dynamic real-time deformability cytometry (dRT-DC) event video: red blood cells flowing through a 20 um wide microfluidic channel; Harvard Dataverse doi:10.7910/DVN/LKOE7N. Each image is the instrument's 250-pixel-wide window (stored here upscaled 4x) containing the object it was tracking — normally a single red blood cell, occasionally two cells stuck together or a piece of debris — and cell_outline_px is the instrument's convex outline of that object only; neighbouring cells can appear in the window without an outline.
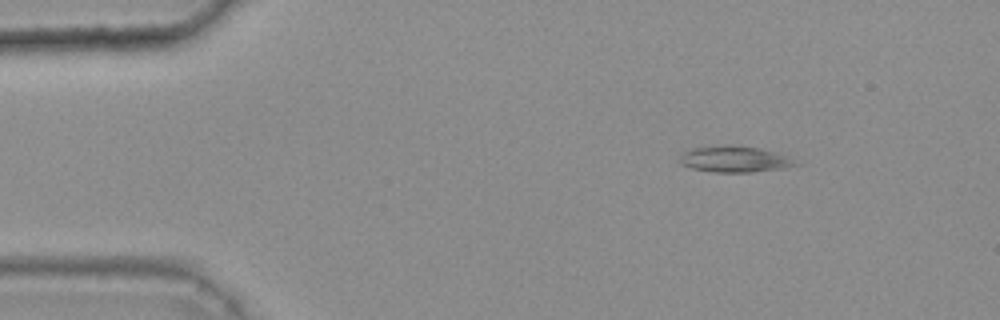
{"species": "common noctule bat (a hibernating species)", "species_latin": "Nyctalus noctula", "temperature_condition": "warm", "stored_images_in_passage": 20, "camera_frame_rate_fps": 3000, "um_per_image_px": 0.085, "animal": {"sex": "female", "body_mass_g": 25.1}, "frame": {"image": 1, "passage_image": 8, "time_ms": 2.333, "image_size_px": [1000, 320], "cell_outline_px": [[804, 164], [784, 168], [752, 172], [716, 172], [692, 168], [680, 164], [680, 156], [688, 148], [732, 144], [760, 148], [784, 156]], "centroid_in_image_um": [62.42, 13.52], "position_along_channel_um": 22.6, "area_um2": 17.69}}
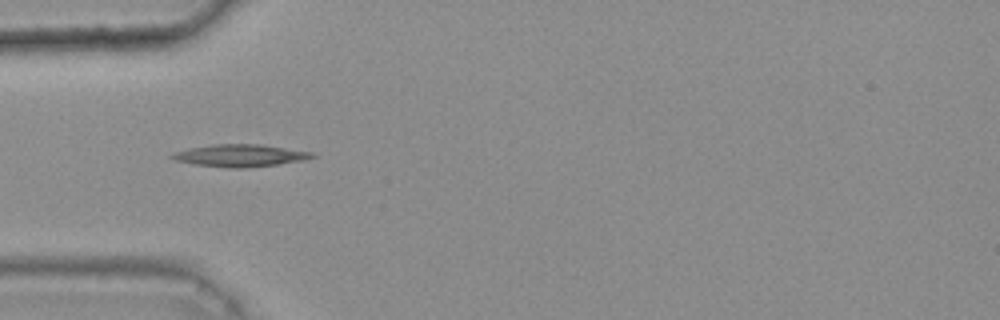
{"frame": {"image": 2, "passage_image": 17, "time_ms": 5.333, "image_size_px": [1000, 320], "cell_outline_px": [[316, 156], [304, 160], [276, 164], [244, 168], [228, 168], [192, 164], [176, 160], [168, 156], [176, 152], [188, 148], [212, 144], [260, 144], [312, 152]], "centroid_in_image_um": [20.38, 13.22], "position_along_channel_um": 64.6, "area_um2": 18.09}}
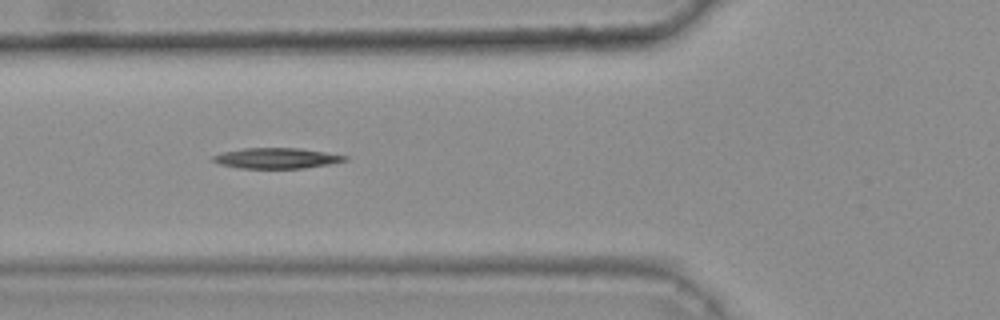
{"frame": {"image": 3, "passage_image": 20, "time_ms": 6.333, "image_size_px": [1000, 320], "cell_outline_px": [[348, 160], [328, 164], [304, 168], [240, 168], [220, 164], [212, 160], [212, 156], [224, 152], [244, 148], [300, 148], [348, 156]], "centroid_in_image_um": [23.51, 13.44], "position_along_channel_um": 102.3, "area_um2": 15.61}}